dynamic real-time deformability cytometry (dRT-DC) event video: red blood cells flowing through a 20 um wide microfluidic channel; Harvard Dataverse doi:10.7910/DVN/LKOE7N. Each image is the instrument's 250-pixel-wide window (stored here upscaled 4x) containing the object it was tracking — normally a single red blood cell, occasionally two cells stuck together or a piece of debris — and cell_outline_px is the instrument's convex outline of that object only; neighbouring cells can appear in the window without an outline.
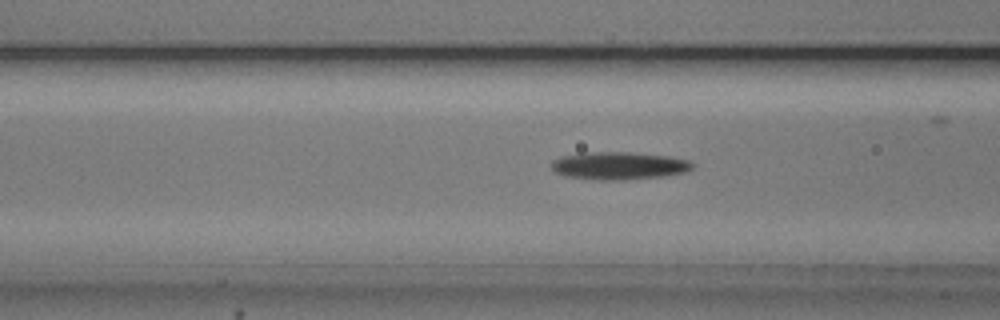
{"species": "common noctule bat (a hibernating species)", "species_latin": "Nyctalus noctula", "temperature_condition": "cold", "stored_images_in_passage": 35, "camera_frame_rate_fps": 3000, "um_per_image_px": 0.085, "animal": {"sex": "male", "body_mass_g": 20.5, "forearm_length_mm": 52.5}, "frame": {"image": 1, "passage_image": 13, "time_ms": 4.0, "image_size_px": [1000, 320], "cell_outline_px": [[696, 164], [688, 172], [664, 176], [624, 180], [600, 180], [564, 176], [556, 172], [552, 168], [552, 160], [560, 156], [584, 152], [632, 152], [668, 156], [692, 160]], "centroid_in_image_um": [52.66, 14.08], "position_along_channel_um": 113.9, "area_um2": 23.12}}
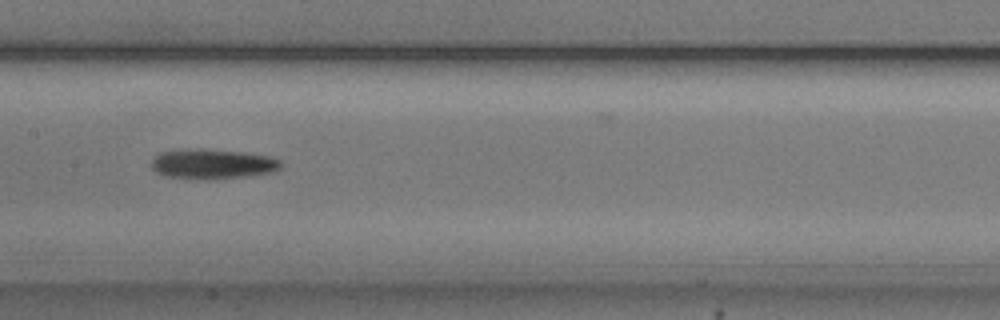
{"frame": {"image": 2, "passage_image": 19, "time_ms": 6.0, "image_size_px": [1000, 320], "cell_outline_px": [[284, 164], [276, 172], [252, 176], [204, 180], [164, 176], [156, 172], [152, 168], [152, 156], [160, 152], [188, 148], [200, 148], [244, 152], [268, 156], [280, 160]], "centroid_in_image_um": [18.07, 13.94], "position_along_channel_um": 189.3, "area_um2": 23.18}}
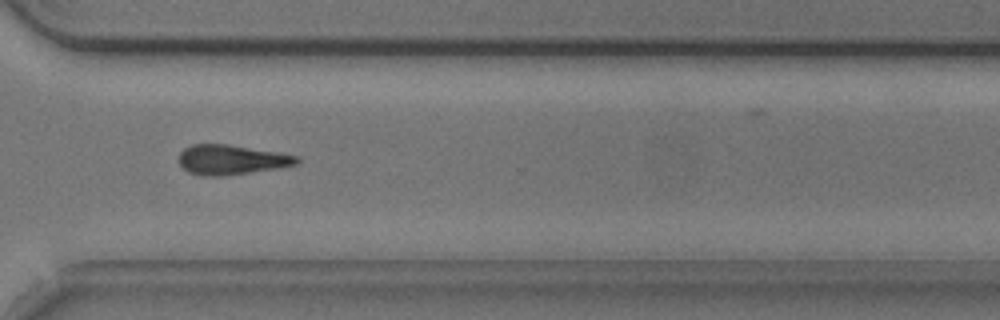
{"frame": {"image": 3, "passage_image": 32, "time_ms": 10.333, "image_size_px": [1000, 320], "cell_outline_px": [[300, 160], [296, 164], [280, 168], [220, 176], [200, 176], [188, 172], [180, 164], [180, 152], [184, 148], [192, 144], [228, 144], [280, 152], [300, 156]], "centroid_in_image_um": [19.69, 13.57], "position_along_channel_um": 350.9, "area_um2": 20.58}, "authors_computed_cell_mechanics": {"area_um2": 21.7328, "velocity_mm_per_s": 3.7397, "shape_relaxation_time_tau1_ms": 5.253, "shape_relaxation_time_tau2_ms": null, "deformation_change_tau1": 0.1361, "deformation_change_tau2": null}}